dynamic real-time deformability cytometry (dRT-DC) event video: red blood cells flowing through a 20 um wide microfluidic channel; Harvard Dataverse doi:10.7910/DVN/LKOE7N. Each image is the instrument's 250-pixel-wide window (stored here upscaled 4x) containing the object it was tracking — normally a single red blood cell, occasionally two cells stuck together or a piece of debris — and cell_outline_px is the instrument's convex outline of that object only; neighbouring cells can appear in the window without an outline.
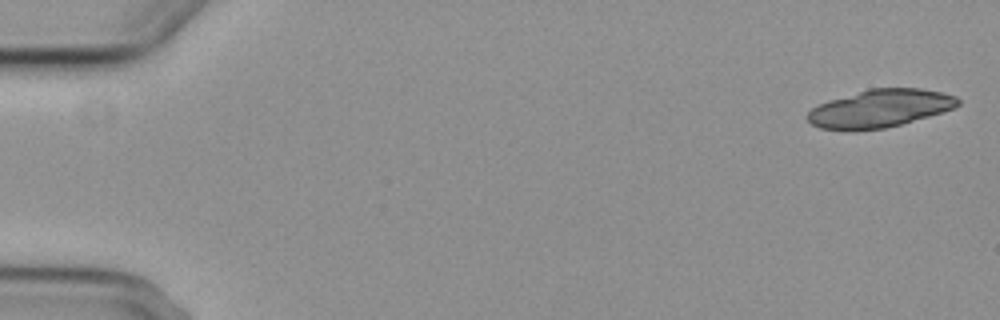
{"species": "common noctule bat (a hibernating species)", "species_latin": "Nyctalus noctula", "temperature_condition": "cold", "stored_images_in_passage": 7, "camera_frame_rate_fps": 3000, "um_per_image_px": 0.085, "animal": {"sex": "female", "body_mass_g": 29.2, "forearm_length_mm": 56.3}, "frame": {"image": 1, "passage_image": 1, "time_ms": 0.0, "image_size_px": [1000, 320], "cell_outline_px": [[960, 104], [952, 108], [928, 116], [900, 124], [884, 128], [820, 128], [812, 124], [804, 116], [812, 108], [828, 100], [868, 88], [920, 88], [940, 92], [956, 96], [960, 100]], "centroid_in_image_um": [74.79, 9.18], "position_along_channel_um": 10.2, "area_um2": 32.37}}